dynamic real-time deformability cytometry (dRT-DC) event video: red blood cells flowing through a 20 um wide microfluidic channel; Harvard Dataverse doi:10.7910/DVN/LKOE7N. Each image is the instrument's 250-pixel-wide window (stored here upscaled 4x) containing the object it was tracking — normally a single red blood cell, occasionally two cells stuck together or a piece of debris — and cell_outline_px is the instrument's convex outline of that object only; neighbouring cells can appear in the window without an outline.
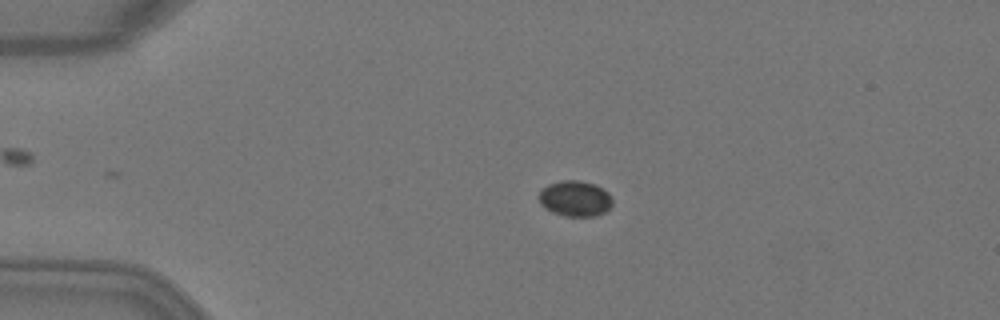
{"species": "Egyptian fruit bat (a non-hibernating species)", "species_latin": "Rousettus aegyptiacus", "temperature_condition": "warm", "stored_images_in_passage": 1, "camera_frame_rate_fps": 3000, "um_per_image_px": 0.085, "animal": {"sex": "female"}, "frame": {"image": 1, "passage_image": 1, "time_ms": 0.0, "image_size_px": [1000, 320], "cell_outline_px": [[612, 204], [604, 212], [596, 216], [564, 216], [552, 212], [544, 208], [540, 204], [540, 188], [548, 184], [560, 180], [580, 180], [596, 184], [608, 192], [612, 200]], "centroid_in_image_um": [48.86, 16.86], "position_along_channel_um": 36.1, "area_um2": 15.43}}